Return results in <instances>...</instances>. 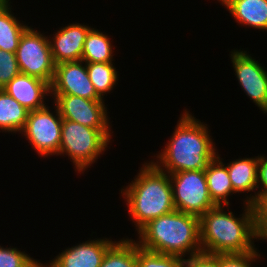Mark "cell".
<instances>
[{
	"instance_id": "cell-1",
	"label": "cell",
	"mask_w": 267,
	"mask_h": 267,
	"mask_svg": "<svg viewBox=\"0 0 267 267\" xmlns=\"http://www.w3.org/2000/svg\"><path fill=\"white\" fill-rule=\"evenodd\" d=\"M180 116L168 144L152 162L168 174L205 170L218 154L209 126L186 109Z\"/></svg>"
},
{
	"instance_id": "cell-2",
	"label": "cell",
	"mask_w": 267,
	"mask_h": 267,
	"mask_svg": "<svg viewBox=\"0 0 267 267\" xmlns=\"http://www.w3.org/2000/svg\"><path fill=\"white\" fill-rule=\"evenodd\" d=\"M243 204L244 213L239 218L231 211L227 213L224 205H216L199 217L202 252L231 254L257 249L254 240L261 239L256 229L254 206Z\"/></svg>"
},
{
	"instance_id": "cell-3",
	"label": "cell",
	"mask_w": 267,
	"mask_h": 267,
	"mask_svg": "<svg viewBox=\"0 0 267 267\" xmlns=\"http://www.w3.org/2000/svg\"><path fill=\"white\" fill-rule=\"evenodd\" d=\"M121 194L137 233L151 220L176 210L170 176L152 160L142 164L134 180L121 189Z\"/></svg>"
},
{
	"instance_id": "cell-4",
	"label": "cell",
	"mask_w": 267,
	"mask_h": 267,
	"mask_svg": "<svg viewBox=\"0 0 267 267\" xmlns=\"http://www.w3.org/2000/svg\"><path fill=\"white\" fill-rule=\"evenodd\" d=\"M138 235V245L149 251L182 258L202 252L199 217L177 210L151 220Z\"/></svg>"
},
{
	"instance_id": "cell-5",
	"label": "cell",
	"mask_w": 267,
	"mask_h": 267,
	"mask_svg": "<svg viewBox=\"0 0 267 267\" xmlns=\"http://www.w3.org/2000/svg\"><path fill=\"white\" fill-rule=\"evenodd\" d=\"M111 133V129L86 127L63 119L58 155L68 156L73 162L75 172L84 173L107 150L112 139Z\"/></svg>"
},
{
	"instance_id": "cell-6",
	"label": "cell",
	"mask_w": 267,
	"mask_h": 267,
	"mask_svg": "<svg viewBox=\"0 0 267 267\" xmlns=\"http://www.w3.org/2000/svg\"><path fill=\"white\" fill-rule=\"evenodd\" d=\"M20 72L52 83L56 64L54 63L49 37L28 27L21 36L15 52Z\"/></svg>"
},
{
	"instance_id": "cell-7",
	"label": "cell",
	"mask_w": 267,
	"mask_h": 267,
	"mask_svg": "<svg viewBox=\"0 0 267 267\" xmlns=\"http://www.w3.org/2000/svg\"><path fill=\"white\" fill-rule=\"evenodd\" d=\"M169 176L177 211L200 217L216 206L208 192L205 170L180 171Z\"/></svg>"
},
{
	"instance_id": "cell-8",
	"label": "cell",
	"mask_w": 267,
	"mask_h": 267,
	"mask_svg": "<svg viewBox=\"0 0 267 267\" xmlns=\"http://www.w3.org/2000/svg\"><path fill=\"white\" fill-rule=\"evenodd\" d=\"M55 114L50 106L29 111L26 124L21 134L41 157H50L59 153L63 118L54 104Z\"/></svg>"
},
{
	"instance_id": "cell-9",
	"label": "cell",
	"mask_w": 267,
	"mask_h": 267,
	"mask_svg": "<svg viewBox=\"0 0 267 267\" xmlns=\"http://www.w3.org/2000/svg\"><path fill=\"white\" fill-rule=\"evenodd\" d=\"M60 116L86 127L111 129L105 100H89L69 94H51Z\"/></svg>"
},
{
	"instance_id": "cell-10",
	"label": "cell",
	"mask_w": 267,
	"mask_h": 267,
	"mask_svg": "<svg viewBox=\"0 0 267 267\" xmlns=\"http://www.w3.org/2000/svg\"><path fill=\"white\" fill-rule=\"evenodd\" d=\"M247 51H231V63L241 88L256 106L267 113V71Z\"/></svg>"
},
{
	"instance_id": "cell-11",
	"label": "cell",
	"mask_w": 267,
	"mask_h": 267,
	"mask_svg": "<svg viewBox=\"0 0 267 267\" xmlns=\"http://www.w3.org/2000/svg\"><path fill=\"white\" fill-rule=\"evenodd\" d=\"M50 94H69L89 100H104L97 94L89 79L86 63L82 60L56 64Z\"/></svg>"
},
{
	"instance_id": "cell-12",
	"label": "cell",
	"mask_w": 267,
	"mask_h": 267,
	"mask_svg": "<svg viewBox=\"0 0 267 267\" xmlns=\"http://www.w3.org/2000/svg\"><path fill=\"white\" fill-rule=\"evenodd\" d=\"M115 242L110 238L87 240L62 250L42 267H100L108 248Z\"/></svg>"
},
{
	"instance_id": "cell-13",
	"label": "cell",
	"mask_w": 267,
	"mask_h": 267,
	"mask_svg": "<svg viewBox=\"0 0 267 267\" xmlns=\"http://www.w3.org/2000/svg\"><path fill=\"white\" fill-rule=\"evenodd\" d=\"M91 27L73 23L61 27L49 42L55 64L62 62L81 61L86 36Z\"/></svg>"
},
{
	"instance_id": "cell-14",
	"label": "cell",
	"mask_w": 267,
	"mask_h": 267,
	"mask_svg": "<svg viewBox=\"0 0 267 267\" xmlns=\"http://www.w3.org/2000/svg\"><path fill=\"white\" fill-rule=\"evenodd\" d=\"M2 89L28 111L45 107L44 100L51 96L50 85L47 82L22 73L15 76Z\"/></svg>"
},
{
	"instance_id": "cell-15",
	"label": "cell",
	"mask_w": 267,
	"mask_h": 267,
	"mask_svg": "<svg viewBox=\"0 0 267 267\" xmlns=\"http://www.w3.org/2000/svg\"><path fill=\"white\" fill-rule=\"evenodd\" d=\"M259 155L251 158H239L230 161L227 166L229 178L235 194L254 192L245 198L244 203L254 204L258 200L257 180H258Z\"/></svg>"
},
{
	"instance_id": "cell-16",
	"label": "cell",
	"mask_w": 267,
	"mask_h": 267,
	"mask_svg": "<svg viewBox=\"0 0 267 267\" xmlns=\"http://www.w3.org/2000/svg\"><path fill=\"white\" fill-rule=\"evenodd\" d=\"M221 5L241 26L267 31V0H223Z\"/></svg>"
},
{
	"instance_id": "cell-17",
	"label": "cell",
	"mask_w": 267,
	"mask_h": 267,
	"mask_svg": "<svg viewBox=\"0 0 267 267\" xmlns=\"http://www.w3.org/2000/svg\"><path fill=\"white\" fill-rule=\"evenodd\" d=\"M220 154L209 163L205 169L209 195L215 205H224L229 209L228 197L233 195V187L227 171V166Z\"/></svg>"
},
{
	"instance_id": "cell-18",
	"label": "cell",
	"mask_w": 267,
	"mask_h": 267,
	"mask_svg": "<svg viewBox=\"0 0 267 267\" xmlns=\"http://www.w3.org/2000/svg\"><path fill=\"white\" fill-rule=\"evenodd\" d=\"M9 1L0 0V49L15 53L22 34L29 26L14 16Z\"/></svg>"
},
{
	"instance_id": "cell-19",
	"label": "cell",
	"mask_w": 267,
	"mask_h": 267,
	"mask_svg": "<svg viewBox=\"0 0 267 267\" xmlns=\"http://www.w3.org/2000/svg\"><path fill=\"white\" fill-rule=\"evenodd\" d=\"M29 111L12 96L0 89V130L2 133H21Z\"/></svg>"
},
{
	"instance_id": "cell-20",
	"label": "cell",
	"mask_w": 267,
	"mask_h": 267,
	"mask_svg": "<svg viewBox=\"0 0 267 267\" xmlns=\"http://www.w3.org/2000/svg\"><path fill=\"white\" fill-rule=\"evenodd\" d=\"M110 37L98 29L91 28L86 36L81 60L85 63H108L113 59Z\"/></svg>"
},
{
	"instance_id": "cell-21",
	"label": "cell",
	"mask_w": 267,
	"mask_h": 267,
	"mask_svg": "<svg viewBox=\"0 0 267 267\" xmlns=\"http://www.w3.org/2000/svg\"><path fill=\"white\" fill-rule=\"evenodd\" d=\"M100 267H138L136 261V241L122 238L107 250Z\"/></svg>"
},
{
	"instance_id": "cell-22",
	"label": "cell",
	"mask_w": 267,
	"mask_h": 267,
	"mask_svg": "<svg viewBox=\"0 0 267 267\" xmlns=\"http://www.w3.org/2000/svg\"><path fill=\"white\" fill-rule=\"evenodd\" d=\"M87 73L97 94L103 99L118 84V71L112 62L86 63Z\"/></svg>"
},
{
	"instance_id": "cell-23",
	"label": "cell",
	"mask_w": 267,
	"mask_h": 267,
	"mask_svg": "<svg viewBox=\"0 0 267 267\" xmlns=\"http://www.w3.org/2000/svg\"><path fill=\"white\" fill-rule=\"evenodd\" d=\"M136 261L138 267H185V258L149 251L137 242Z\"/></svg>"
},
{
	"instance_id": "cell-24",
	"label": "cell",
	"mask_w": 267,
	"mask_h": 267,
	"mask_svg": "<svg viewBox=\"0 0 267 267\" xmlns=\"http://www.w3.org/2000/svg\"><path fill=\"white\" fill-rule=\"evenodd\" d=\"M42 264L25 251L0 245V267H42Z\"/></svg>"
},
{
	"instance_id": "cell-25",
	"label": "cell",
	"mask_w": 267,
	"mask_h": 267,
	"mask_svg": "<svg viewBox=\"0 0 267 267\" xmlns=\"http://www.w3.org/2000/svg\"><path fill=\"white\" fill-rule=\"evenodd\" d=\"M20 73L15 53L0 49V89Z\"/></svg>"
},
{
	"instance_id": "cell-26",
	"label": "cell",
	"mask_w": 267,
	"mask_h": 267,
	"mask_svg": "<svg viewBox=\"0 0 267 267\" xmlns=\"http://www.w3.org/2000/svg\"><path fill=\"white\" fill-rule=\"evenodd\" d=\"M259 250L246 253L220 254V267H252L251 263L261 260Z\"/></svg>"
},
{
	"instance_id": "cell-27",
	"label": "cell",
	"mask_w": 267,
	"mask_h": 267,
	"mask_svg": "<svg viewBox=\"0 0 267 267\" xmlns=\"http://www.w3.org/2000/svg\"><path fill=\"white\" fill-rule=\"evenodd\" d=\"M257 233L262 240H267V190L262 192L253 204Z\"/></svg>"
},
{
	"instance_id": "cell-28",
	"label": "cell",
	"mask_w": 267,
	"mask_h": 267,
	"mask_svg": "<svg viewBox=\"0 0 267 267\" xmlns=\"http://www.w3.org/2000/svg\"><path fill=\"white\" fill-rule=\"evenodd\" d=\"M185 267H220V254L200 252L185 259Z\"/></svg>"
},
{
	"instance_id": "cell-29",
	"label": "cell",
	"mask_w": 267,
	"mask_h": 267,
	"mask_svg": "<svg viewBox=\"0 0 267 267\" xmlns=\"http://www.w3.org/2000/svg\"><path fill=\"white\" fill-rule=\"evenodd\" d=\"M257 188L258 197L267 190V157L264 154L259 156Z\"/></svg>"
}]
</instances>
